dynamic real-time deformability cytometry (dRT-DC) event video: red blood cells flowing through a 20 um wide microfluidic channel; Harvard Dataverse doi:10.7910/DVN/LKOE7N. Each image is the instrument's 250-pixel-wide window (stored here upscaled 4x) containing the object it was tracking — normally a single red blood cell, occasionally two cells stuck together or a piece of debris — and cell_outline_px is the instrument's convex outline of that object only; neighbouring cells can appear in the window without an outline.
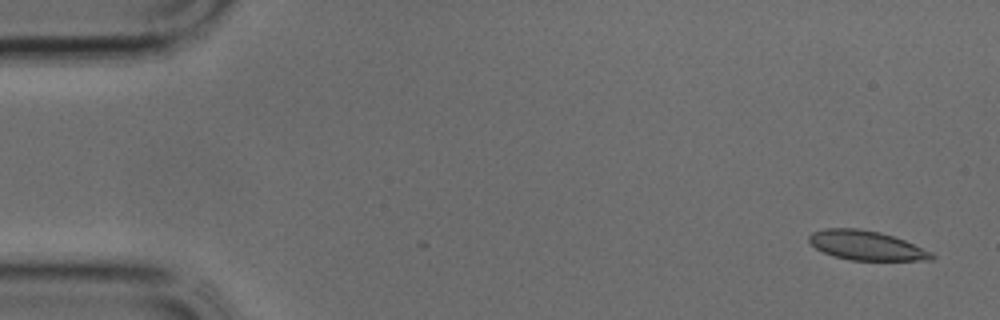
{"species": "common noctule bat (a hibernating species)", "species_latin": "Nyctalus noctula", "temperature_condition": "cold", "stored_images_in_passage": 38, "camera_frame_rate_fps": 3000, "um_per_image_px": 0.085, "animal": {"sex": "male", "body_mass_g": 17.9, "forearm_length_mm": 54.2}, "frame": {"image": 1, "passage_image": 2, "time_ms": 0.333, "image_size_px": [1000, 320], "cell_outline_px": [[936, 256], [932, 260], [852, 260], [832, 256], [816, 248], [808, 240], [808, 236], [812, 232], [824, 228], [860, 228], [880, 232], [904, 240], [932, 252]], "centroid_in_image_um": [73.62, 20.86], "position_along_channel_um": 11.4, "area_um2": 20.98}}
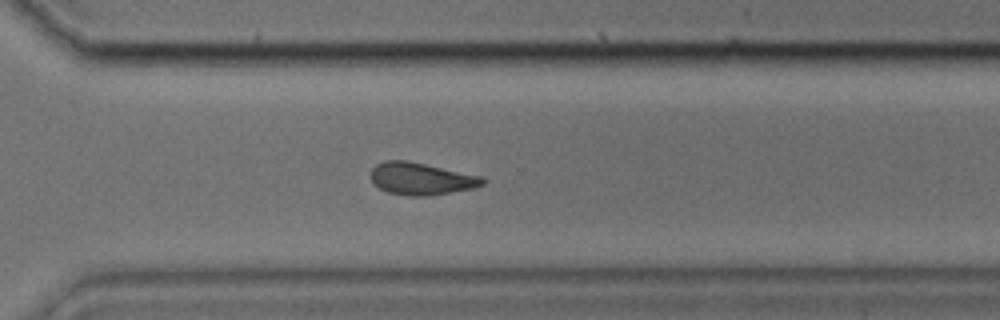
{"frame": {"image": 2, "passage_image": 27, "time_ms": 8.667, "image_size_px": [1000, 320], "cell_outline_px": [[488, 180], [484, 184], [472, 188], [428, 196], [408, 196], [388, 192], [372, 184], [372, 168], [376, 164], [384, 160], [408, 160], [484, 176]], "centroid_in_image_um": [35.82, 15.18], "position_along_channel_um": 334.8, "area_um2": 21.21}}
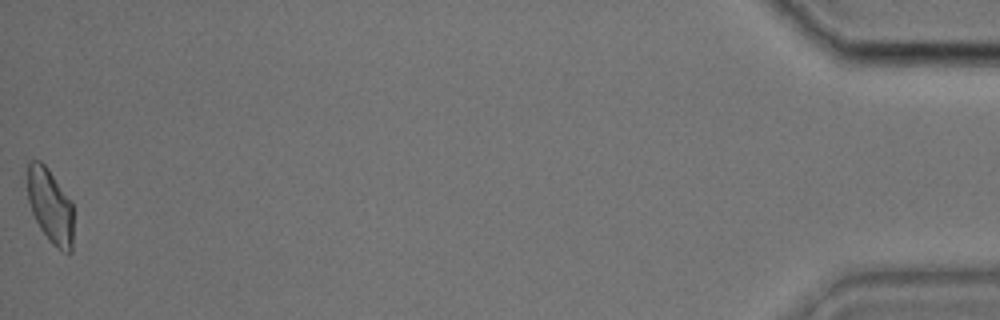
{"frame": {"image": 3, "passage_image": 38, "time_ms": 12.333, "image_size_px": [1000, 320], "cell_outline_px": [[72, 252], [64, 252], [52, 244], [48, 240], [40, 228], [32, 212], [28, 200], [28, 160], [40, 160], [48, 168], [72, 200]], "centroid_in_image_um": [4.28, 17.48], "position_along_channel_um": 430.9, "area_um2": 20.0}}